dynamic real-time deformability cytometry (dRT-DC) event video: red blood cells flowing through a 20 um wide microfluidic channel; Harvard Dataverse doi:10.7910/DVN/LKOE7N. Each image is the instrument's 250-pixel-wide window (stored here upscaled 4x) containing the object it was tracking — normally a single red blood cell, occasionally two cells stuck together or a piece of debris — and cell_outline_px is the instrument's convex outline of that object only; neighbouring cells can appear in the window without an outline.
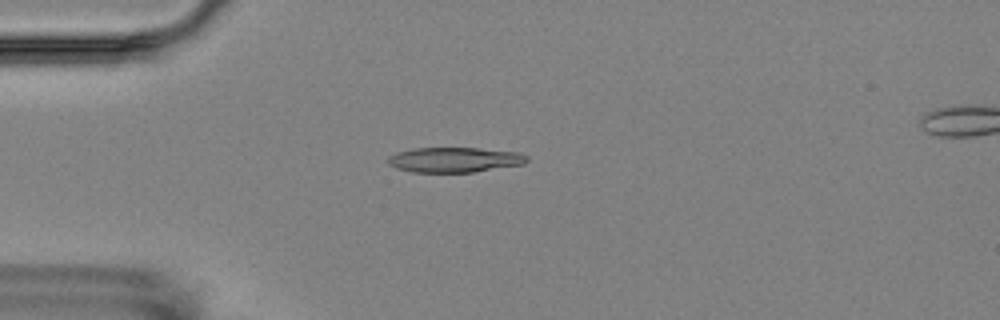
{"species": "Egyptian fruit bat (a non-hibernating species)", "species_latin": "Rousettus aegyptiacus", "temperature_condition": "room temperature", "stored_images_in_passage": 7, "camera_frame_rate_fps": 3000, "um_per_image_px": 0.085, "animal": {"sex": "female"}, "frame": {"image": 1, "passage_image": 5, "time_ms": 4.667, "image_size_px": [1000, 320], "cell_outline_px": [[528, 160], [524, 164], [472, 172], [412, 172], [396, 168], [388, 164], [388, 156], [396, 152], [412, 148], [480, 148], [520, 152], [528, 156]], "centroid_in_image_um": [38.63, 13.57], "position_along_channel_um": 46.4, "area_um2": 20.4}}